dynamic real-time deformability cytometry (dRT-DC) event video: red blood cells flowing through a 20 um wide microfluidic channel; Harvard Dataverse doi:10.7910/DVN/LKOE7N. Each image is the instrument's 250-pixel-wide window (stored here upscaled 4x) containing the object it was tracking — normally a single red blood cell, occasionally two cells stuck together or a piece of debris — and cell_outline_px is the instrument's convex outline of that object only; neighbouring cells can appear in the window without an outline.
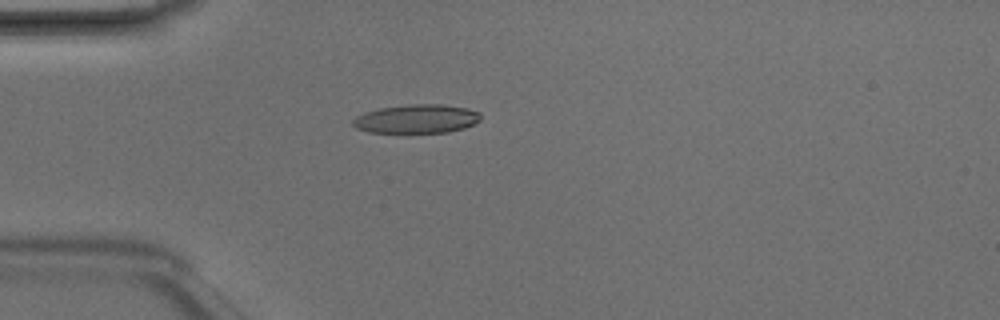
{"species": "Egyptian fruit bat (a non-hibernating species)", "species_latin": "Rousettus aegyptiacus", "temperature_condition": "room temperature", "stored_images_in_passage": 5, "camera_frame_rate_fps": 3000, "um_per_image_px": 0.085, "animal": {"sex": "male"}, "frame": {"image": 1, "passage_image": 4, "time_ms": 1.0, "image_size_px": [1000, 320], "cell_outline_px": [[480, 120], [464, 128], [448, 132], [368, 132], [356, 128], [352, 124], [352, 120], [356, 116], [364, 112], [380, 108], [408, 104], [440, 104], [468, 108], [480, 112]], "centroid_in_image_um": [35.4, 10.09], "position_along_channel_um": 49.6, "area_um2": 21.39}}